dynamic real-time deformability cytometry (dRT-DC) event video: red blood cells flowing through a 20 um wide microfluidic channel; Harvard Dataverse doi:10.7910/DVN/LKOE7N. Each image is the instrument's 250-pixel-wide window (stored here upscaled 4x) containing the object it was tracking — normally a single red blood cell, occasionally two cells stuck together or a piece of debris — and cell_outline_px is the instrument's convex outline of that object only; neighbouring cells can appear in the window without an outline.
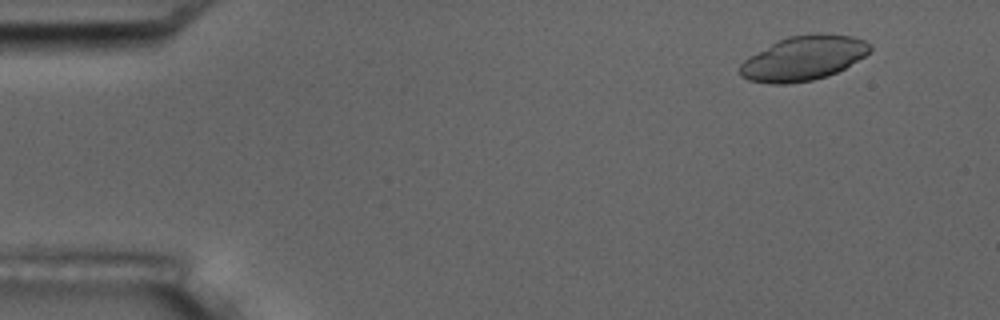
{"species": "common noctule bat (a hibernating species)", "species_latin": "Nyctalus noctula", "temperature_condition": "room temperature", "stored_images_in_passage": 5, "camera_frame_rate_fps": 3000, "um_per_image_px": 0.085, "animal": {"sex": "male", "body_mass_g": 17.5, "forearm_length_mm": 52.3}, "frame": {"image": 1, "passage_image": 2, "time_ms": 1.0, "image_size_px": [1000, 320], "cell_outline_px": [[872, 48], [864, 56], [844, 68], [828, 76], [812, 80], [788, 84], [772, 84], [748, 80], [740, 76], [740, 64], [748, 56], [788, 36], [816, 32], [820, 32], [852, 36], [864, 40], [872, 44]], "centroid_in_image_um": [68.29, 4.94], "position_along_channel_um": 16.7, "area_um2": 33.81}}